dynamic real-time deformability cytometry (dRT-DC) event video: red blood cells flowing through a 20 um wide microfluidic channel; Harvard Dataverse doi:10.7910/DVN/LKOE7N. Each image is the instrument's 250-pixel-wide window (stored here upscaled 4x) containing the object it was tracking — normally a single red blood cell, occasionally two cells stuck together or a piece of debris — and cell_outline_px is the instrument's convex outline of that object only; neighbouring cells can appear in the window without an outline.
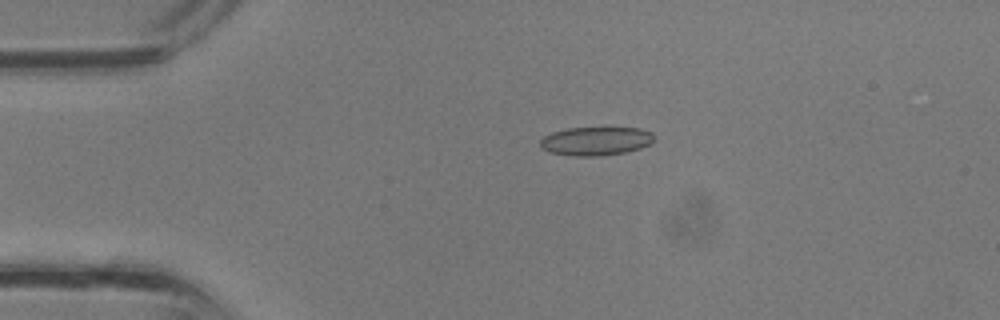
{"species": "common noctule bat (a hibernating species)", "species_latin": "Nyctalus noctula", "temperature_condition": "room temperature", "stored_images_in_passage": 29, "camera_frame_rate_fps": 3000, "um_per_image_px": 0.085, "animal": {"sex": "male", "body_mass_g": 13.3}, "frame": {"image": 1, "passage_image": 1, "time_ms": 0.0, "image_size_px": [1000, 320], "cell_outline_px": [[656, 136], [652, 144], [640, 148], [624, 152], [600, 156], [568, 156], [548, 152], [540, 148], [540, 140], [544, 136], [552, 132], [568, 128], [604, 124], [640, 128], [652, 132]], "centroid_in_image_um": [50.68, 11.93], "position_along_channel_um": 34.3, "area_um2": 20.29}}
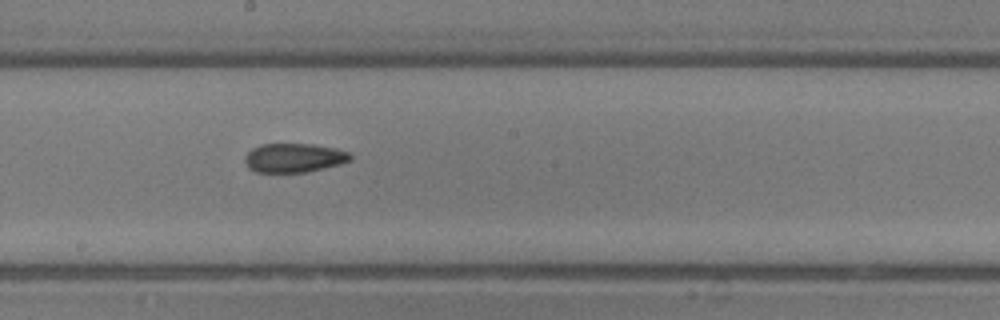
{"frame": {"image": 2, "passage_image": 13, "time_ms": 4.0, "image_size_px": [1000, 320], "cell_outline_px": [[352, 160], [340, 164], [308, 172], [256, 172], [248, 168], [244, 160], [244, 156], [252, 148], [260, 144], [312, 144], [336, 148], [348, 152], [352, 156]], "centroid_in_image_um": [24.98, 13.41], "position_along_channel_um": 223.2, "area_um2": 17.98}}
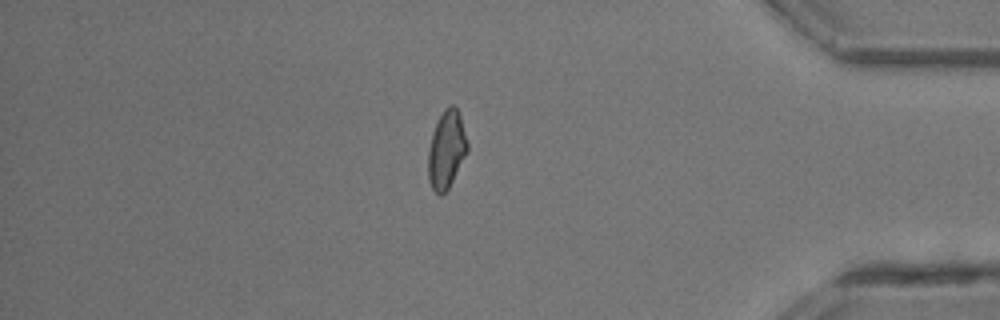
{"frame": {"image": 3, "passage_image": 24, "time_ms": 7.667, "image_size_px": [1000, 320], "cell_outline_px": [[468, 152], [448, 188], [440, 196], [432, 188], [428, 180], [428, 148], [432, 132], [444, 108], [448, 104], [452, 104], [456, 108], [460, 116], [468, 144]], "centroid_in_image_um": [37.94, 12.71], "position_along_channel_um": 397.3, "area_um2": 17.74}}